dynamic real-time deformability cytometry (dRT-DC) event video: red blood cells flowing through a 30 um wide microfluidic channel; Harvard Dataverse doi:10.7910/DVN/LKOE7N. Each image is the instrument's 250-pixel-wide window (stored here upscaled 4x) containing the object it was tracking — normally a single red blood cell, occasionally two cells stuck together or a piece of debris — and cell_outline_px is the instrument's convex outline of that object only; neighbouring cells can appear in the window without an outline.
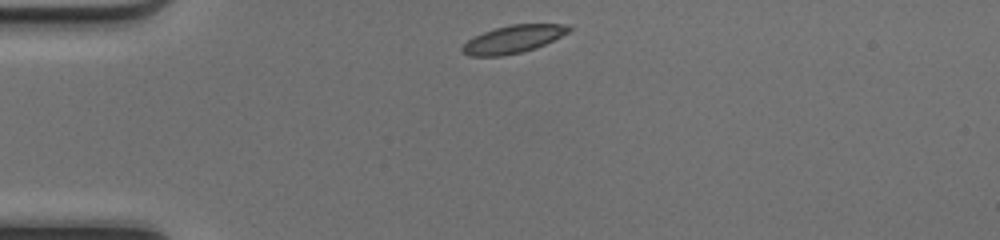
{"species": "common noctule bat (a hibernating species)", "species_latin": "Nyctalus noctula", "temperature_condition": "cold", "stored_images_in_passage": 38, "camera_frame_rate_fps": 3000, "um_per_image_px": 0.085, "animal": {"sex": "female", "body_mass_g": 17.0, "forearm_length_mm": 48.0}, "frame": {"image": 1, "passage_image": 1, "time_ms": 0.0, "image_size_px": [1000, 240], "cell_outline_px": [[572, 28], [568, 32], [536, 48], [520, 52], [500, 56], [468, 56], [460, 52], [460, 48], [468, 40], [484, 32], [496, 28], [512, 24], [564, 24]], "centroid_in_image_um": [43.57, 3.34], "position_along_channel_um": 41.4, "area_um2": 16.94}}
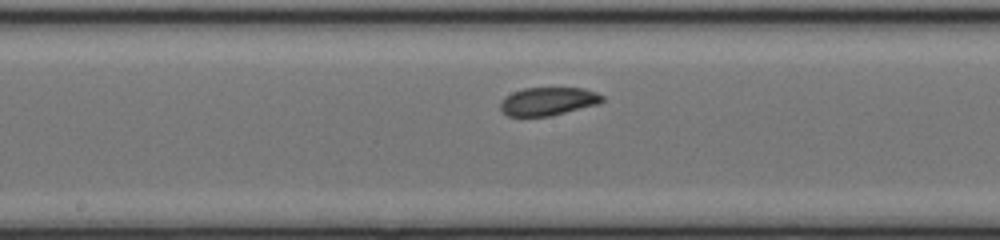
{"frame": {"image": 2, "passage_image": 15, "time_ms": 4.667, "image_size_px": [1000, 240], "cell_outline_px": [[604, 100], [600, 104], [548, 116], [508, 116], [500, 108], [500, 100], [504, 96], [512, 92], [524, 88], [584, 88], [596, 92], [604, 96]], "centroid_in_image_um": [46.59, 8.6], "position_along_channel_um": 201.6, "area_um2": 16.82}}
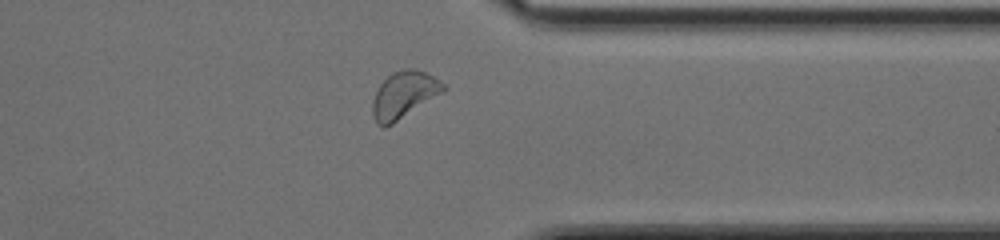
{"frame": {"image": 3, "passage_image": 28, "time_ms": 9.0, "image_size_px": [1000, 240], "cell_outline_px": [[448, 88], [444, 92], [392, 124], [384, 128], [376, 124], [372, 116], [372, 100], [380, 84], [392, 72], [404, 68], [416, 68], [440, 80]], "centroid_in_image_um": [34.33, 8.06], "position_along_channel_um": 377.1, "area_um2": 19.48}, "authors_computed_cell_mechanics": {"area_um2": 17.5423, "velocity_mm_per_s": 4.1366, "shape_relaxation_time_tau1_ms": 2.5816, "shape_relaxation_time_tau2_ms": 2.4375, "deformation_change_tau1": 0.084, "deformation_change_tau2": 0.0688}}